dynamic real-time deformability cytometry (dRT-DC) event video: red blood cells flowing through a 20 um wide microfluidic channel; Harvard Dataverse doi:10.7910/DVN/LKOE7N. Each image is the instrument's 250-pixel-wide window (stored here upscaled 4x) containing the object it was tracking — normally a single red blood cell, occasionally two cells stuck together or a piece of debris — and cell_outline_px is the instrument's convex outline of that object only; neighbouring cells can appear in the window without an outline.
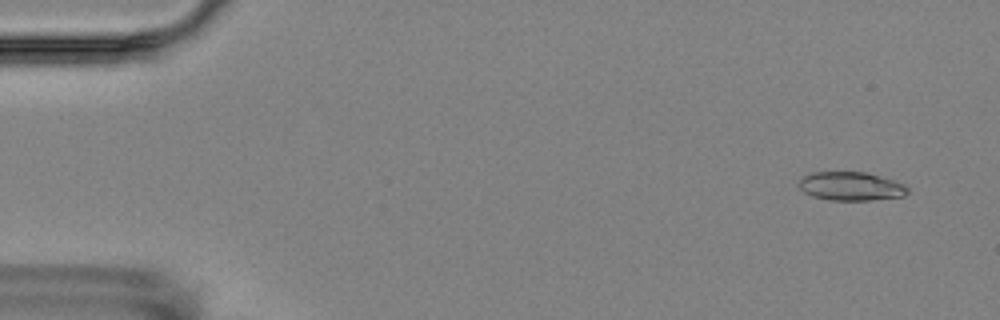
{"species": "Egyptian fruit bat (a non-hibernating species)", "species_latin": "Rousettus aegyptiacus", "temperature_condition": "room temperature", "stored_images_in_passage": 4, "camera_frame_rate_fps": 3000, "um_per_image_px": 0.085, "animal": {"sex": "female"}, "frame": {"image": 1, "passage_image": 1, "time_ms": 0.0, "image_size_px": [1000, 320], "cell_outline_px": [[908, 192], [904, 196], [872, 200], [828, 200], [812, 196], [804, 192], [800, 188], [800, 180], [804, 176], [812, 172], [868, 172], [904, 184], [908, 188]], "centroid_in_image_um": [72.34, 15.83], "position_along_channel_um": 12.7, "area_um2": 18.09}}
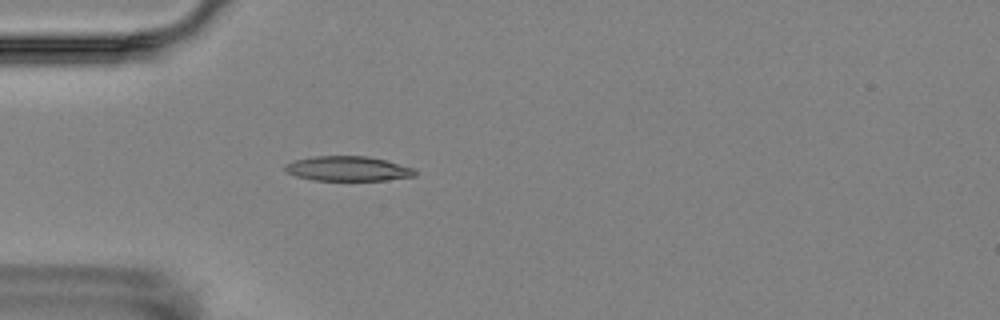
{"frame": {"image": 2, "passage_image": 4, "time_ms": 4.333, "image_size_px": [1000, 320], "cell_outline_px": [[416, 176], [384, 180], [312, 180], [296, 176], [288, 172], [284, 168], [284, 164], [292, 160], [316, 156], [368, 156], [416, 168]], "centroid_in_image_um": [29.57, 14.33], "position_along_channel_um": 55.4, "area_um2": 18.79}}